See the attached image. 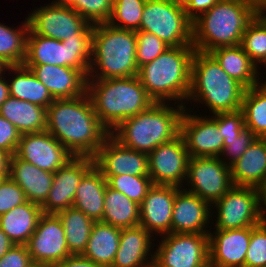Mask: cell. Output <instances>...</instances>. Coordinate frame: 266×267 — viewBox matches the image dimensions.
<instances>
[{
	"instance_id": "cell-45",
	"label": "cell",
	"mask_w": 266,
	"mask_h": 267,
	"mask_svg": "<svg viewBox=\"0 0 266 267\" xmlns=\"http://www.w3.org/2000/svg\"><path fill=\"white\" fill-rule=\"evenodd\" d=\"M217 125L224 140L238 138L245 128L242 110L217 113Z\"/></svg>"
},
{
	"instance_id": "cell-47",
	"label": "cell",
	"mask_w": 266,
	"mask_h": 267,
	"mask_svg": "<svg viewBox=\"0 0 266 267\" xmlns=\"http://www.w3.org/2000/svg\"><path fill=\"white\" fill-rule=\"evenodd\" d=\"M32 263L26 245L14 244L0 259V267H29Z\"/></svg>"
},
{
	"instance_id": "cell-56",
	"label": "cell",
	"mask_w": 266,
	"mask_h": 267,
	"mask_svg": "<svg viewBox=\"0 0 266 267\" xmlns=\"http://www.w3.org/2000/svg\"><path fill=\"white\" fill-rule=\"evenodd\" d=\"M8 66L9 65L3 59L0 58V73H5L6 72V68Z\"/></svg>"
},
{
	"instance_id": "cell-33",
	"label": "cell",
	"mask_w": 266,
	"mask_h": 267,
	"mask_svg": "<svg viewBox=\"0 0 266 267\" xmlns=\"http://www.w3.org/2000/svg\"><path fill=\"white\" fill-rule=\"evenodd\" d=\"M101 221L120 229L138 226L140 224V205L122 192L107 186Z\"/></svg>"
},
{
	"instance_id": "cell-5",
	"label": "cell",
	"mask_w": 266,
	"mask_h": 267,
	"mask_svg": "<svg viewBox=\"0 0 266 267\" xmlns=\"http://www.w3.org/2000/svg\"><path fill=\"white\" fill-rule=\"evenodd\" d=\"M154 102L148 109L123 120L110 134L123 146L149 154L180 135L185 106Z\"/></svg>"
},
{
	"instance_id": "cell-19",
	"label": "cell",
	"mask_w": 266,
	"mask_h": 267,
	"mask_svg": "<svg viewBox=\"0 0 266 267\" xmlns=\"http://www.w3.org/2000/svg\"><path fill=\"white\" fill-rule=\"evenodd\" d=\"M102 175L149 176L148 154L123 146L111 134L94 157Z\"/></svg>"
},
{
	"instance_id": "cell-36",
	"label": "cell",
	"mask_w": 266,
	"mask_h": 267,
	"mask_svg": "<svg viewBox=\"0 0 266 267\" xmlns=\"http://www.w3.org/2000/svg\"><path fill=\"white\" fill-rule=\"evenodd\" d=\"M29 23L27 18L17 28H11L0 22V58L9 66L23 65L26 58L27 35Z\"/></svg>"
},
{
	"instance_id": "cell-48",
	"label": "cell",
	"mask_w": 266,
	"mask_h": 267,
	"mask_svg": "<svg viewBox=\"0 0 266 267\" xmlns=\"http://www.w3.org/2000/svg\"><path fill=\"white\" fill-rule=\"evenodd\" d=\"M219 0H189L185 6L187 17L193 22L201 14L210 10Z\"/></svg>"
},
{
	"instance_id": "cell-6",
	"label": "cell",
	"mask_w": 266,
	"mask_h": 267,
	"mask_svg": "<svg viewBox=\"0 0 266 267\" xmlns=\"http://www.w3.org/2000/svg\"><path fill=\"white\" fill-rule=\"evenodd\" d=\"M136 31L95 24L87 80L128 78L138 74Z\"/></svg>"
},
{
	"instance_id": "cell-10",
	"label": "cell",
	"mask_w": 266,
	"mask_h": 267,
	"mask_svg": "<svg viewBox=\"0 0 266 267\" xmlns=\"http://www.w3.org/2000/svg\"><path fill=\"white\" fill-rule=\"evenodd\" d=\"M212 207L217 211L214 229H240L264 221L261 189L256 187L233 185Z\"/></svg>"
},
{
	"instance_id": "cell-55",
	"label": "cell",
	"mask_w": 266,
	"mask_h": 267,
	"mask_svg": "<svg viewBox=\"0 0 266 267\" xmlns=\"http://www.w3.org/2000/svg\"><path fill=\"white\" fill-rule=\"evenodd\" d=\"M245 1L252 4L257 10H259L266 2V0H245Z\"/></svg>"
},
{
	"instance_id": "cell-27",
	"label": "cell",
	"mask_w": 266,
	"mask_h": 267,
	"mask_svg": "<svg viewBox=\"0 0 266 267\" xmlns=\"http://www.w3.org/2000/svg\"><path fill=\"white\" fill-rule=\"evenodd\" d=\"M208 53L230 77L237 80L246 89L262 82L258 67L252 62L240 44L217 47Z\"/></svg>"
},
{
	"instance_id": "cell-14",
	"label": "cell",
	"mask_w": 266,
	"mask_h": 267,
	"mask_svg": "<svg viewBox=\"0 0 266 267\" xmlns=\"http://www.w3.org/2000/svg\"><path fill=\"white\" fill-rule=\"evenodd\" d=\"M190 159L181 135L148 154L149 177L154 185L184 187Z\"/></svg>"
},
{
	"instance_id": "cell-25",
	"label": "cell",
	"mask_w": 266,
	"mask_h": 267,
	"mask_svg": "<svg viewBox=\"0 0 266 267\" xmlns=\"http://www.w3.org/2000/svg\"><path fill=\"white\" fill-rule=\"evenodd\" d=\"M8 175L22 188L29 202L40 206L45 203L53 184L54 173L42 170L13 155L10 158Z\"/></svg>"
},
{
	"instance_id": "cell-8",
	"label": "cell",
	"mask_w": 266,
	"mask_h": 267,
	"mask_svg": "<svg viewBox=\"0 0 266 267\" xmlns=\"http://www.w3.org/2000/svg\"><path fill=\"white\" fill-rule=\"evenodd\" d=\"M91 47L92 34H75V37L60 41L37 35L29 29L23 65L67 66L88 78Z\"/></svg>"
},
{
	"instance_id": "cell-52",
	"label": "cell",
	"mask_w": 266,
	"mask_h": 267,
	"mask_svg": "<svg viewBox=\"0 0 266 267\" xmlns=\"http://www.w3.org/2000/svg\"><path fill=\"white\" fill-rule=\"evenodd\" d=\"M11 155L0 149V172H9Z\"/></svg>"
},
{
	"instance_id": "cell-16",
	"label": "cell",
	"mask_w": 266,
	"mask_h": 267,
	"mask_svg": "<svg viewBox=\"0 0 266 267\" xmlns=\"http://www.w3.org/2000/svg\"><path fill=\"white\" fill-rule=\"evenodd\" d=\"M32 262L56 265L71 254L61 220L56 214H42L26 244Z\"/></svg>"
},
{
	"instance_id": "cell-62",
	"label": "cell",
	"mask_w": 266,
	"mask_h": 267,
	"mask_svg": "<svg viewBox=\"0 0 266 267\" xmlns=\"http://www.w3.org/2000/svg\"><path fill=\"white\" fill-rule=\"evenodd\" d=\"M204 267H213V266L209 263V264H207V265L204 266Z\"/></svg>"
},
{
	"instance_id": "cell-43",
	"label": "cell",
	"mask_w": 266,
	"mask_h": 267,
	"mask_svg": "<svg viewBox=\"0 0 266 267\" xmlns=\"http://www.w3.org/2000/svg\"><path fill=\"white\" fill-rule=\"evenodd\" d=\"M256 138L257 136L250 129L244 128L238 138L224 140L223 150L219 157L226 165L231 166L243 155Z\"/></svg>"
},
{
	"instance_id": "cell-1",
	"label": "cell",
	"mask_w": 266,
	"mask_h": 267,
	"mask_svg": "<svg viewBox=\"0 0 266 267\" xmlns=\"http://www.w3.org/2000/svg\"><path fill=\"white\" fill-rule=\"evenodd\" d=\"M48 131L74 157L94 158L110 135L100 122L88 94L55 99L47 107Z\"/></svg>"
},
{
	"instance_id": "cell-38",
	"label": "cell",
	"mask_w": 266,
	"mask_h": 267,
	"mask_svg": "<svg viewBox=\"0 0 266 267\" xmlns=\"http://www.w3.org/2000/svg\"><path fill=\"white\" fill-rule=\"evenodd\" d=\"M146 0H113L108 24L131 31H139Z\"/></svg>"
},
{
	"instance_id": "cell-57",
	"label": "cell",
	"mask_w": 266,
	"mask_h": 267,
	"mask_svg": "<svg viewBox=\"0 0 266 267\" xmlns=\"http://www.w3.org/2000/svg\"><path fill=\"white\" fill-rule=\"evenodd\" d=\"M29 267H55L54 265L48 263H32Z\"/></svg>"
},
{
	"instance_id": "cell-17",
	"label": "cell",
	"mask_w": 266,
	"mask_h": 267,
	"mask_svg": "<svg viewBox=\"0 0 266 267\" xmlns=\"http://www.w3.org/2000/svg\"><path fill=\"white\" fill-rule=\"evenodd\" d=\"M15 155L51 173L56 172L74 157L48 131L21 134Z\"/></svg>"
},
{
	"instance_id": "cell-30",
	"label": "cell",
	"mask_w": 266,
	"mask_h": 267,
	"mask_svg": "<svg viewBox=\"0 0 266 267\" xmlns=\"http://www.w3.org/2000/svg\"><path fill=\"white\" fill-rule=\"evenodd\" d=\"M41 206L28 200L7 213L0 215V228L9 239L17 245H26L36 230L40 216Z\"/></svg>"
},
{
	"instance_id": "cell-11",
	"label": "cell",
	"mask_w": 266,
	"mask_h": 267,
	"mask_svg": "<svg viewBox=\"0 0 266 267\" xmlns=\"http://www.w3.org/2000/svg\"><path fill=\"white\" fill-rule=\"evenodd\" d=\"M160 238L153 267H204L209 264L208 234L169 233Z\"/></svg>"
},
{
	"instance_id": "cell-51",
	"label": "cell",
	"mask_w": 266,
	"mask_h": 267,
	"mask_svg": "<svg viewBox=\"0 0 266 267\" xmlns=\"http://www.w3.org/2000/svg\"><path fill=\"white\" fill-rule=\"evenodd\" d=\"M4 74L6 73H0V107L9 97V84Z\"/></svg>"
},
{
	"instance_id": "cell-53",
	"label": "cell",
	"mask_w": 266,
	"mask_h": 267,
	"mask_svg": "<svg viewBox=\"0 0 266 267\" xmlns=\"http://www.w3.org/2000/svg\"><path fill=\"white\" fill-rule=\"evenodd\" d=\"M261 200H262V214L264 220L266 221V183L261 188Z\"/></svg>"
},
{
	"instance_id": "cell-34",
	"label": "cell",
	"mask_w": 266,
	"mask_h": 267,
	"mask_svg": "<svg viewBox=\"0 0 266 267\" xmlns=\"http://www.w3.org/2000/svg\"><path fill=\"white\" fill-rule=\"evenodd\" d=\"M62 222L71 255H82L86 249L94 220L74 207L56 213Z\"/></svg>"
},
{
	"instance_id": "cell-12",
	"label": "cell",
	"mask_w": 266,
	"mask_h": 267,
	"mask_svg": "<svg viewBox=\"0 0 266 267\" xmlns=\"http://www.w3.org/2000/svg\"><path fill=\"white\" fill-rule=\"evenodd\" d=\"M186 182L185 190L211 205L233 186L230 166L220 157H190Z\"/></svg>"
},
{
	"instance_id": "cell-35",
	"label": "cell",
	"mask_w": 266,
	"mask_h": 267,
	"mask_svg": "<svg viewBox=\"0 0 266 267\" xmlns=\"http://www.w3.org/2000/svg\"><path fill=\"white\" fill-rule=\"evenodd\" d=\"M241 110L245 128L259 138H266V80L245 90Z\"/></svg>"
},
{
	"instance_id": "cell-21",
	"label": "cell",
	"mask_w": 266,
	"mask_h": 267,
	"mask_svg": "<svg viewBox=\"0 0 266 267\" xmlns=\"http://www.w3.org/2000/svg\"><path fill=\"white\" fill-rule=\"evenodd\" d=\"M180 187L152 185L140 204V226L152 236L171 233V221L175 194Z\"/></svg>"
},
{
	"instance_id": "cell-3",
	"label": "cell",
	"mask_w": 266,
	"mask_h": 267,
	"mask_svg": "<svg viewBox=\"0 0 266 267\" xmlns=\"http://www.w3.org/2000/svg\"><path fill=\"white\" fill-rule=\"evenodd\" d=\"M257 13L245 0H219L192 22V45L204 53L217 47L239 45L246 26Z\"/></svg>"
},
{
	"instance_id": "cell-22",
	"label": "cell",
	"mask_w": 266,
	"mask_h": 267,
	"mask_svg": "<svg viewBox=\"0 0 266 267\" xmlns=\"http://www.w3.org/2000/svg\"><path fill=\"white\" fill-rule=\"evenodd\" d=\"M209 263L213 267H245L251 226L240 229L210 231Z\"/></svg>"
},
{
	"instance_id": "cell-61",
	"label": "cell",
	"mask_w": 266,
	"mask_h": 267,
	"mask_svg": "<svg viewBox=\"0 0 266 267\" xmlns=\"http://www.w3.org/2000/svg\"><path fill=\"white\" fill-rule=\"evenodd\" d=\"M266 68V60L261 64Z\"/></svg>"
},
{
	"instance_id": "cell-44",
	"label": "cell",
	"mask_w": 266,
	"mask_h": 267,
	"mask_svg": "<svg viewBox=\"0 0 266 267\" xmlns=\"http://www.w3.org/2000/svg\"><path fill=\"white\" fill-rule=\"evenodd\" d=\"M27 201L22 188L9 175L0 184V215Z\"/></svg>"
},
{
	"instance_id": "cell-23",
	"label": "cell",
	"mask_w": 266,
	"mask_h": 267,
	"mask_svg": "<svg viewBox=\"0 0 266 267\" xmlns=\"http://www.w3.org/2000/svg\"><path fill=\"white\" fill-rule=\"evenodd\" d=\"M36 75L54 99L75 98L87 92V77L67 66L24 65Z\"/></svg>"
},
{
	"instance_id": "cell-49",
	"label": "cell",
	"mask_w": 266,
	"mask_h": 267,
	"mask_svg": "<svg viewBox=\"0 0 266 267\" xmlns=\"http://www.w3.org/2000/svg\"><path fill=\"white\" fill-rule=\"evenodd\" d=\"M55 267H102L82 255H70L63 261L57 263Z\"/></svg>"
},
{
	"instance_id": "cell-7",
	"label": "cell",
	"mask_w": 266,
	"mask_h": 267,
	"mask_svg": "<svg viewBox=\"0 0 266 267\" xmlns=\"http://www.w3.org/2000/svg\"><path fill=\"white\" fill-rule=\"evenodd\" d=\"M245 90L209 53L195 51L186 103L205 104L212 114L237 111L241 109Z\"/></svg>"
},
{
	"instance_id": "cell-37",
	"label": "cell",
	"mask_w": 266,
	"mask_h": 267,
	"mask_svg": "<svg viewBox=\"0 0 266 267\" xmlns=\"http://www.w3.org/2000/svg\"><path fill=\"white\" fill-rule=\"evenodd\" d=\"M240 45L260 69L259 64L266 60V18L256 14L246 26Z\"/></svg>"
},
{
	"instance_id": "cell-29",
	"label": "cell",
	"mask_w": 266,
	"mask_h": 267,
	"mask_svg": "<svg viewBox=\"0 0 266 267\" xmlns=\"http://www.w3.org/2000/svg\"><path fill=\"white\" fill-rule=\"evenodd\" d=\"M0 115L21 134L46 131L47 108L9 96L0 107Z\"/></svg>"
},
{
	"instance_id": "cell-60",
	"label": "cell",
	"mask_w": 266,
	"mask_h": 267,
	"mask_svg": "<svg viewBox=\"0 0 266 267\" xmlns=\"http://www.w3.org/2000/svg\"><path fill=\"white\" fill-rule=\"evenodd\" d=\"M8 174L9 172H0V184Z\"/></svg>"
},
{
	"instance_id": "cell-50",
	"label": "cell",
	"mask_w": 266,
	"mask_h": 267,
	"mask_svg": "<svg viewBox=\"0 0 266 267\" xmlns=\"http://www.w3.org/2000/svg\"><path fill=\"white\" fill-rule=\"evenodd\" d=\"M14 243L7 234L0 228V259L11 249Z\"/></svg>"
},
{
	"instance_id": "cell-41",
	"label": "cell",
	"mask_w": 266,
	"mask_h": 267,
	"mask_svg": "<svg viewBox=\"0 0 266 267\" xmlns=\"http://www.w3.org/2000/svg\"><path fill=\"white\" fill-rule=\"evenodd\" d=\"M169 47L152 33L136 31V63L138 68L159 57Z\"/></svg>"
},
{
	"instance_id": "cell-26",
	"label": "cell",
	"mask_w": 266,
	"mask_h": 267,
	"mask_svg": "<svg viewBox=\"0 0 266 267\" xmlns=\"http://www.w3.org/2000/svg\"><path fill=\"white\" fill-rule=\"evenodd\" d=\"M230 169L233 185L261 189L266 183V138L257 137Z\"/></svg>"
},
{
	"instance_id": "cell-4",
	"label": "cell",
	"mask_w": 266,
	"mask_h": 267,
	"mask_svg": "<svg viewBox=\"0 0 266 267\" xmlns=\"http://www.w3.org/2000/svg\"><path fill=\"white\" fill-rule=\"evenodd\" d=\"M100 122L112 132L123 120L148 109L154 101L136 76L87 80V92Z\"/></svg>"
},
{
	"instance_id": "cell-13",
	"label": "cell",
	"mask_w": 266,
	"mask_h": 267,
	"mask_svg": "<svg viewBox=\"0 0 266 267\" xmlns=\"http://www.w3.org/2000/svg\"><path fill=\"white\" fill-rule=\"evenodd\" d=\"M27 20L33 33L60 41L75 37V34H92L94 27L73 8L51 3L34 9Z\"/></svg>"
},
{
	"instance_id": "cell-46",
	"label": "cell",
	"mask_w": 266,
	"mask_h": 267,
	"mask_svg": "<svg viewBox=\"0 0 266 267\" xmlns=\"http://www.w3.org/2000/svg\"><path fill=\"white\" fill-rule=\"evenodd\" d=\"M21 133L7 119L0 115V149L15 155Z\"/></svg>"
},
{
	"instance_id": "cell-39",
	"label": "cell",
	"mask_w": 266,
	"mask_h": 267,
	"mask_svg": "<svg viewBox=\"0 0 266 267\" xmlns=\"http://www.w3.org/2000/svg\"><path fill=\"white\" fill-rule=\"evenodd\" d=\"M103 176L106 179L108 187L115 191L122 192L139 205L153 185L149 176H134L130 174Z\"/></svg>"
},
{
	"instance_id": "cell-42",
	"label": "cell",
	"mask_w": 266,
	"mask_h": 267,
	"mask_svg": "<svg viewBox=\"0 0 266 267\" xmlns=\"http://www.w3.org/2000/svg\"><path fill=\"white\" fill-rule=\"evenodd\" d=\"M245 267H266V221L251 226V237L245 256Z\"/></svg>"
},
{
	"instance_id": "cell-58",
	"label": "cell",
	"mask_w": 266,
	"mask_h": 267,
	"mask_svg": "<svg viewBox=\"0 0 266 267\" xmlns=\"http://www.w3.org/2000/svg\"><path fill=\"white\" fill-rule=\"evenodd\" d=\"M258 13L263 16L264 18H266V2L264 3V5L258 10Z\"/></svg>"
},
{
	"instance_id": "cell-2",
	"label": "cell",
	"mask_w": 266,
	"mask_h": 267,
	"mask_svg": "<svg viewBox=\"0 0 266 267\" xmlns=\"http://www.w3.org/2000/svg\"><path fill=\"white\" fill-rule=\"evenodd\" d=\"M195 51L193 45L169 47L159 57L139 67L137 77L154 102L172 103L173 100L186 108Z\"/></svg>"
},
{
	"instance_id": "cell-59",
	"label": "cell",
	"mask_w": 266,
	"mask_h": 267,
	"mask_svg": "<svg viewBox=\"0 0 266 267\" xmlns=\"http://www.w3.org/2000/svg\"><path fill=\"white\" fill-rule=\"evenodd\" d=\"M174 3L180 4L182 6H185V4L189 1V0H171Z\"/></svg>"
},
{
	"instance_id": "cell-40",
	"label": "cell",
	"mask_w": 266,
	"mask_h": 267,
	"mask_svg": "<svg viewBox=\"0 0 266 267\" xmlns=\"http://www.w3.org/2000/svg\"><path fill=\"white\" fill-rule=\"evenodd\" d=\"M93 25L107 23L113 10V0H74L69 6Z\"/></svg>"
},
{
	"instance_id": "cell-9",
	"label": "cell",
	"mask_w": 266,
	"mask_h": 267,
	"mask_svg": "<svg viewBox=\"0 0 266 267\" xmlns=\"http://www.w3.org/2000/svg\"><path fill=\"white\" fill-rule=\"evenodd\" d=\"M139 30L156 35L170 47L192 45V21L184 6L171 0H146Z\"/></svg>"
},
{
	"instance_id": "cell-18",
	"label": "cell",
	"mask_w": 266,
	"mask_h": 267,
	"mask_svg": "<svg viewBox=\"0 0 266 267\" xmlns=\"http://www.w3.org/2000/svg\"><path fill=\"white\" fill-rule=\"evenodd\" d=\"M94 165L92 157H72L63 167L54 172L49 195L41 206L42 213L56 214L72 207L78 184Z\"/></svg>"
},
{
	"instance_id": "cell-20",
	"label": "cell",
	"mask_w": 266,
	"mask_h": 267,
	"mask_svg": "<svg viewBox=\"0 0 266 267\" xmlns=\"http://www.w3.org/2000/svg\"><path fill=\"white\" fill-rule=\"evenodd\" d=\"M185 188H180L175 194L171 233L209 234L211 228L207 229L210 227L209 221H213L214 214L212 205Z\"/></svg>"
},
{
	"instance_id": "cell-24",
	"label": "cell",
	"mask_w": 266,
	"mask_h": 267,
	"mask_svg": "<svg viewBox=\"0 0 266 267\" xmlns=\"http://www.w3.org/2000/svg\"><path fill=\"white\" fill-rule=\"evenodd\" d=\"M142 226L121 229L119 247L111 267H153L155 238ZM154 245V246H153ZM149 256V257H148Z\"/></svg>"
},
{
	"instance_id": "cell-31",
	"label": "cell",
	"mask_w": 266,
	"mask_h": 267,
	"mask_svg": "<svg viewBox=\"0 0 266 267\" xmlns=\"http://www.w3.org/2000/svg\"><path fill=\"white\" fill-rule=\"evenodd\" d=\"M121 229L95 221L82 256L102 267H111L119 247Z\"/></svg>"
},
{
	"instance_id": "cell-32",
	"label": "cell",
	"mask_w": 266,
	"mask_h": 267,
	"mask_svg": "<svg viewBox=\"0 0 266 267\" xmlns=\"http://www.w3.org/2000/svg\"><path fill=\"white\" fill-rule=\"evenodd\" d=\"M7 73L14 74L8 81L9 96L28 101L47 108L55 99L48 89L37 79L31 69L24 65H13L6 68Z\"/></svg>"
},
{
	"instance_id": "cell-28",
	"label": "cell",
	"mask_w": 266,
	"mask_h": 267,
	"mask_svg": "<svg viewBox=\"0 0 266 267\" xmlns=\"http://www.w3.org/2000/svg\"><path fill=\"white\" fill-rule=\"evenodd\" d=\"M107 182L94 165L81 179L73 206L94 221H101L104 213V194Z\"/></svg>"
},
{
	"instance_id": "cell-54",
	"label": "cell",
	"mask_w": 266,
	"mask_h": 267,
	"mask_svg": "<svg viewBox=\"0 0 266 267\" xmlns=\"http://www.w3.org/2000/svg\"><path fill=\"white\" fill-rule=\"evenodd\" d=\"M74 0H53L51 4L57 6H70Z\"/></svg>"
},
{
	"instance_id": "cell-15",
	"label": "cell",
	"mask_w": 266,
	"mask_h": 267,
	"mask_svg": "<svg viewBox=\"0 0 266 267\" xmlns=\"http://www.w3.org/2000/svg\"><path fill=\"white\" fill-rule=\"evenodd\" d=\"M188 109L185 108L181 117L180 135L185 141L189 156L219 157L223 150L224 139L218 129L217 114L211 117L199 114L197 116Z\"/></svg>"
}]
</instances>
